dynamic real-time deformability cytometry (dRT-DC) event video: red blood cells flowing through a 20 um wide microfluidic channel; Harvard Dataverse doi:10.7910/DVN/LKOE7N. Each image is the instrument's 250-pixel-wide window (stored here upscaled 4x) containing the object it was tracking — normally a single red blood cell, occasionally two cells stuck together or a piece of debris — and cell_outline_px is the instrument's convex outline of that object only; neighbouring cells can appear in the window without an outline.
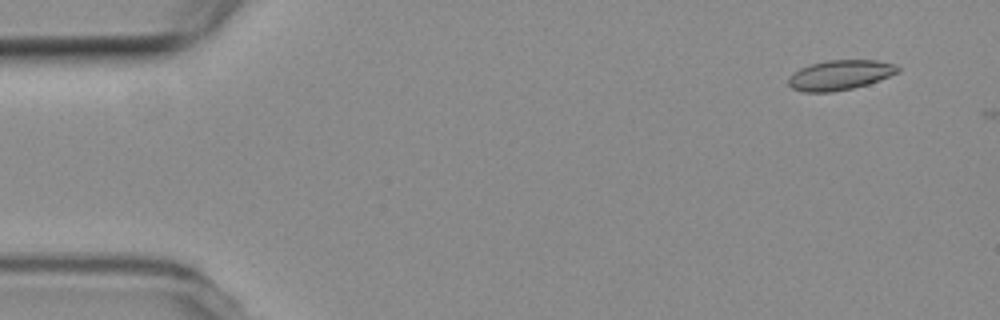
{"species": "common noctule bat (a hibernating species)", "species_latin": "Nyctalus noctula", "temperature_condition": "room temperature", "stored_images_in_passage": 7, "camera_frame_rate_fps": 3000, "um_per_image_px": 0.085, "animal": {"sex": "female", "body_mass_g": 19.3, "forearm_length_mm": 54.1}, "frame": {"image": 1, "passage_image": 4, "time_ms": 1.0, "image_size_px": [1000, 320], "cell_outline_px": [[900, 72], [880, 80], [868, 84], [852, 88], [832, 92], [804, 92], [792, 88], [788, 84], [788, 76], [792, 72], [808, 64], [828, 60], [876, 60], [896, 64], [900, 68]], "centroid_in_image_um": [71.39, 6.37], "position_along_channel_um": 13.6, "area_um2": 19.31}}